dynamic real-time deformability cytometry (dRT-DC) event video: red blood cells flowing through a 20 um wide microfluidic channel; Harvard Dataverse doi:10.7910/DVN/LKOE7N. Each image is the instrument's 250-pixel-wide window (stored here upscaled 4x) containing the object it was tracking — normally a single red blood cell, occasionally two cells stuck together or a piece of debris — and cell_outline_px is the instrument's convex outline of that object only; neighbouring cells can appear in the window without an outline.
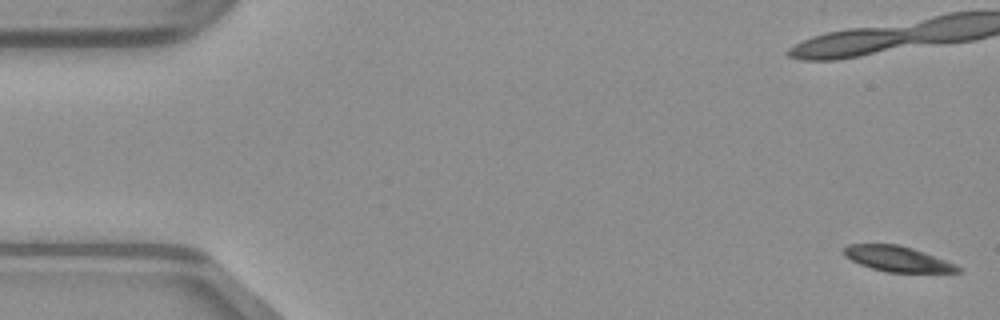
{"species": "common noctule bat (a hibernating species)", "species_latin": "Nyctalus noctula", "temperature_condition": "warm", "stored_images_in_passage": 50, "camera_frame_rate_fps": 3000, "um_per_image_px": 0.085, "animal": {"sex": "male", "body_mass_g": 23.1, "forearm_length_mm": 52.7}, "frame": {"image": 1, "passage_image": 1, "time_ms": 0.0, "image_size_px": [1000, 320], "cell_outline_px": [[964, 268], [960, 272], [888, 272], [872, 268], [860, 264], [844, 256], [844, 248], [848, 244], [896, 244], [912, 248], [924, 252], [956, 264]], "centroid_in_image_um": [76.31, 22.0], "position_along_channel_um": 8.7, "area_um2": 16.76}}